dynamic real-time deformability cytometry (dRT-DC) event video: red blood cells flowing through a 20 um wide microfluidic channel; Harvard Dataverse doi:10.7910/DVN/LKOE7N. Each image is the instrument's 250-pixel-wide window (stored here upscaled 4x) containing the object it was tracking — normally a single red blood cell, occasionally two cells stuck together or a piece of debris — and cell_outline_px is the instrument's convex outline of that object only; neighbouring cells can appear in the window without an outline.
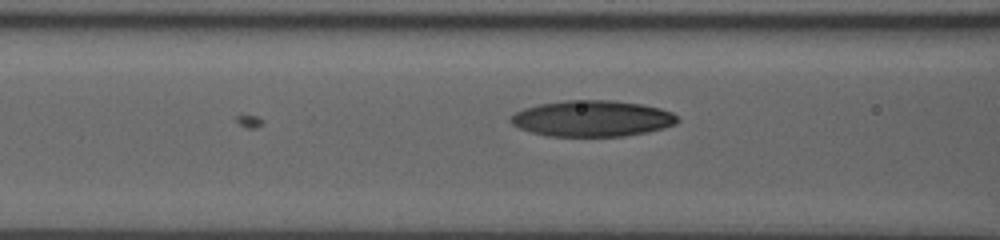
{"species": "human", "species_latin": "Homo sapiens", "temperature_condition": "room temperature", "stored_images_in_passage": 25, "segment_of_instrument_passage": [2, 2], "camera_frame_rate_fps": 3000, "um_per_image_px": 0.085, "donor": {"sex": "male"}, "frame": {"image": 1, "passage_image": 20, "time_ms": 7.0, "image_size_px": [1000, 240], "cell_outline_px": [[680, 120], [676, 124], [664, 128], [648, 132], [624, 136], [548, 136], [532, 132], [520, 128], [512, 124], [508, 120], [508, 116], [524, 108], [540, 104], [564, 100], [612, 100], [640, 104], [660, 108], [672, 112]], "centroid_in_image_um": [50.33, 10.07], "position_along_channel_um": 116.3, "area_um2": 35.2}}
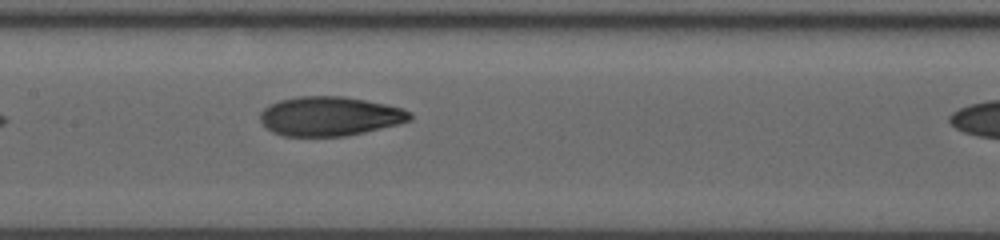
{"frame": {"image": 2, "passage_image": 24, "time_ms": 8.667, "image_size_px": [1000, 240], "cell_outline_px": [[412, 120], [364, 132], [344, 136], [284, 136], [272, 132], [260, 120], [260, 112], [268, 104], [280, 100], [296, 96], [344, 96], [384, 104], [400, 108], [412, 112]], "centroid_in_image_um": [27.99, 9.87], "position_along_channel_um": 179.4, "area_um2": 34.16}}